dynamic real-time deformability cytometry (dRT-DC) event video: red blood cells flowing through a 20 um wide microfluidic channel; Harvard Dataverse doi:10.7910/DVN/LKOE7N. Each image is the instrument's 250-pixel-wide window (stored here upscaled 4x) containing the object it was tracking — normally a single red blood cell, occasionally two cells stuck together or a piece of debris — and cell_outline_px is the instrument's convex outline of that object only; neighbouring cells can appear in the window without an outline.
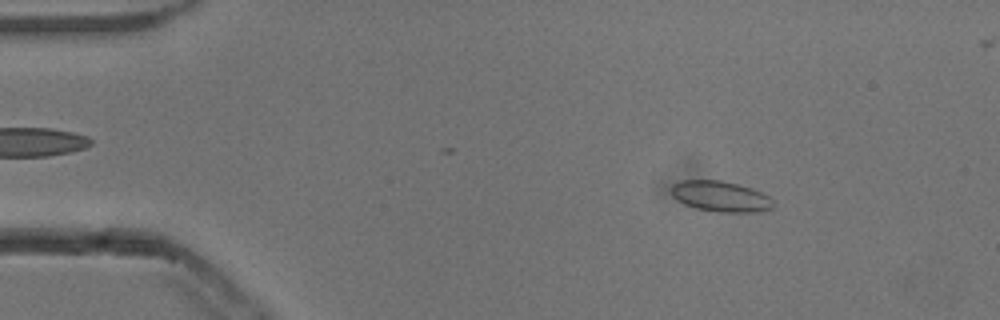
{"species": "common noctule bat (a hibernating species)", "species_latin": "Nyctalus noctula", "temperature_condition": "cold", "stored_images_in_passage": 41, "camera_frame_rate_fps": 3000, "um_per_image_px": 0.085, "animal": {"sex": "male", "body_mass_g": 13.3}, "frame": {"image": 1, "passage_image": 7, "time_ms": 2.0, "image_size_px": [1000, 320], "cell_outline_px": [[776, 204], [772, 208], [756, 212], [716, 212], [696, 208], [684, 204], [676, 200], [672, 196], [672, 184], [680, 180], [720, 180], [752, 188], [768, 196]], "centroid_in_image_um": [61.23, 16.7], "position_along_channel_um": 23.8, "area_um2": 18.26}}
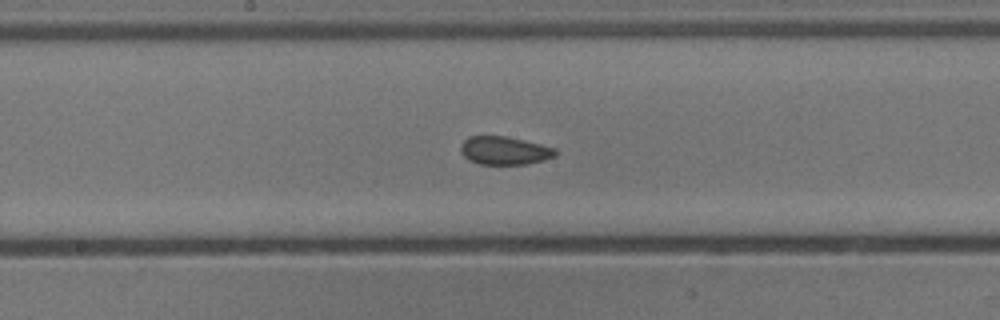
{"frame": {"image": 2, "passage_image": 27, "time_ms": 8.667, "image_size_px": [1000, 320], "cell_outline_px": [[556, 156], [544, 160], [528, 164], [480, 164], [468, 160], [460, 152], [460, 144], [468, 136], [504, 136], [524, 140], [556, 148]], "centroid_in_image_um": [42.86, 12.8], "position_along_channel_um": 205.3, "area_um2": 15.66}}
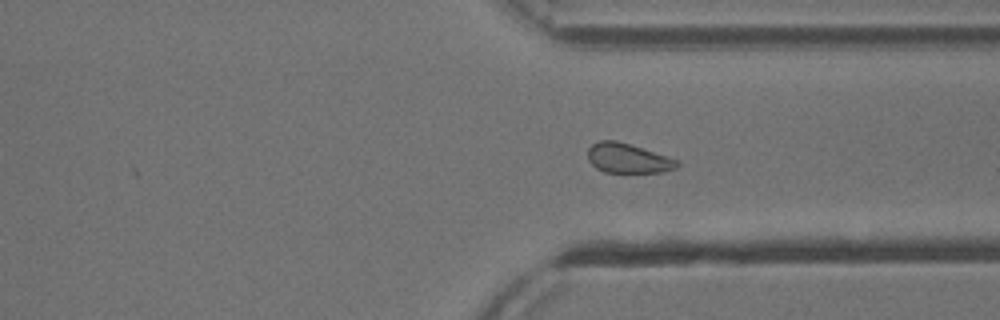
{"frame": {"image": 3, "passage_image": 39, "time_ms": 12.667, "image_size_px": [1000, 320], "cell_outline_px": [[680, 164], [676, 168], [664, 172], [604, 172], [596, 168], [588, 160], [588, 148], [592, 144], [600, 140], [616, 140], [668, 156], [680, 160]], "centroid_in_image_um": [53.39, 13.45], "position_along_channel_um": 358.0, "area_um2": 15.49}, "authors_computed_cell_mechanics": {"area_um2": 16.1262, "velocity_mm_per_s": 3.8208, "shape_relaxation_time_tau1_ms": null, "shape_relaxation_time_tau2_ms": 1.4591, "deformation_change_tau1": null, "deformation_change_tau2": 0.058}}